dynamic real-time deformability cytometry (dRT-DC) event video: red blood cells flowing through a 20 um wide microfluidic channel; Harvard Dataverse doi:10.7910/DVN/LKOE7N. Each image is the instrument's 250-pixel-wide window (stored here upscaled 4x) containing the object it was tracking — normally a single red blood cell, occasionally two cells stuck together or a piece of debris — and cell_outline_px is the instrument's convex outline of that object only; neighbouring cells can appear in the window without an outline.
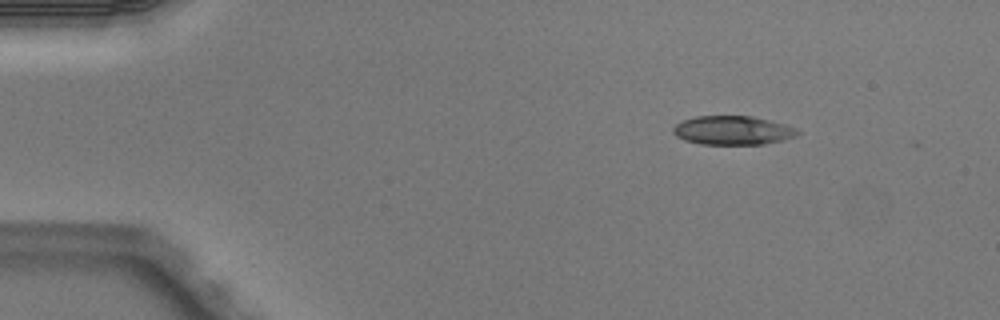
{"species": "Egyptian fruit bat (a non-hibernating species)", "species_latin": "Rousettus aegyptiacus", "temperature_condition": "warm", "stored_images_in_passage": 3, "camera_frame_rate_fps": 3000, "um_per_image_px": 0.085, "animal": {"sex": "male"}, "frame": {"image": 1, "passage_image": 1, "time_ms": 0.0, "image_size_px": [1000, 320], "cell_outline_px": [[800, 132], [796, 136], [784, 140], [764, 144], [700, 144], [684, 140], [676, 136], [672, 132], [672, 128], [676, 124], [684, 120], [696, 116], [752, 116], [784, 124], [796, 128]], "centroid_in_image_um": [62.27, 11.08], "position_along_channel_um": 22.7, "area_um2": 20.92}}
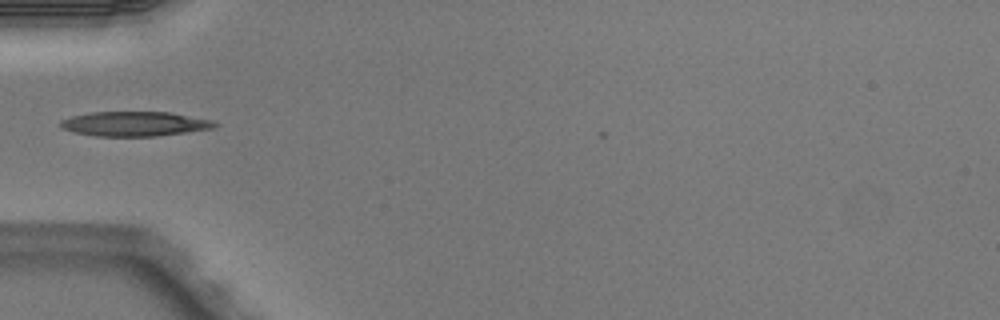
{"frame": {"image": 2, "passage_image": 3, "time_ms": 0.667, "image_size_px": [1000, 320], "cell_outline_px": [[220, 124], [216, 128], [156, 136], [96, 136], [72, 132], [60, 128], [60, 120], [72, 116], [92, 112], [172, 112], [212, 120]], "centroid_in_image_um": [11.46, 10.52], "position_along_channel_um": 73.5, "area_um2": 22.31}}